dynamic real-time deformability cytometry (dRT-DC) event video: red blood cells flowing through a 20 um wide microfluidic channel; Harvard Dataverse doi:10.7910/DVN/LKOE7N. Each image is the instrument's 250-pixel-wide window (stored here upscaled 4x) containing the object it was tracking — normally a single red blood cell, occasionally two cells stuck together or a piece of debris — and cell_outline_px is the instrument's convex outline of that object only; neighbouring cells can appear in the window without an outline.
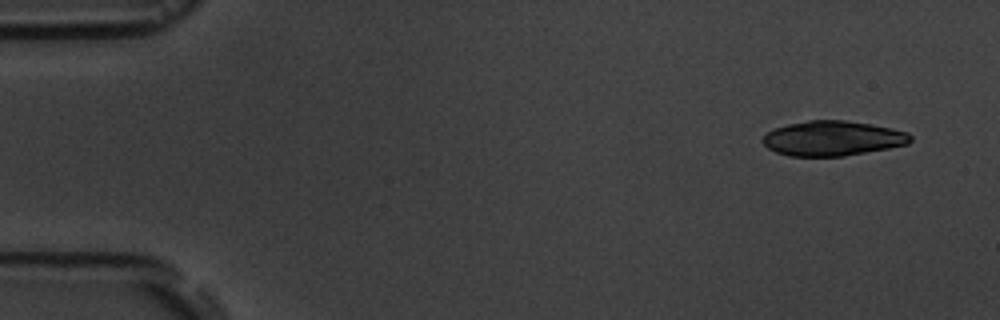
{"species": "common noctule bat (a hibernating species)", "species_latin": "Nyctalus noctula", "temperature_condition": "room temperature", "stored_images_in_passage": 6, "camera_frame_rate_fps": 3000, "um_per_image_px": 0.085, "animal": {"sex": "male", "body_mass_g": 19.5, "forearm_length_mm": 54.6}, "frame": {"image": 1, "passage_image": 1, "time_ms": 0.0, "image_size_px": [1000, 320], "cell_outline_px": [[912, 140], [908, 144], [888, 148], [844, 156], [788, 156], [776, 152], [768, 148], [760, 140], [768, 132], [776, 128], [788, 124], [808, 120], [844, 120], [872, 124], [892, 128], [908, 132], [912, 136]], "centroid_in_image_um": [70.78, 11.76], "position_along_channel_um": 14.2, "area_um2": 30.06}}